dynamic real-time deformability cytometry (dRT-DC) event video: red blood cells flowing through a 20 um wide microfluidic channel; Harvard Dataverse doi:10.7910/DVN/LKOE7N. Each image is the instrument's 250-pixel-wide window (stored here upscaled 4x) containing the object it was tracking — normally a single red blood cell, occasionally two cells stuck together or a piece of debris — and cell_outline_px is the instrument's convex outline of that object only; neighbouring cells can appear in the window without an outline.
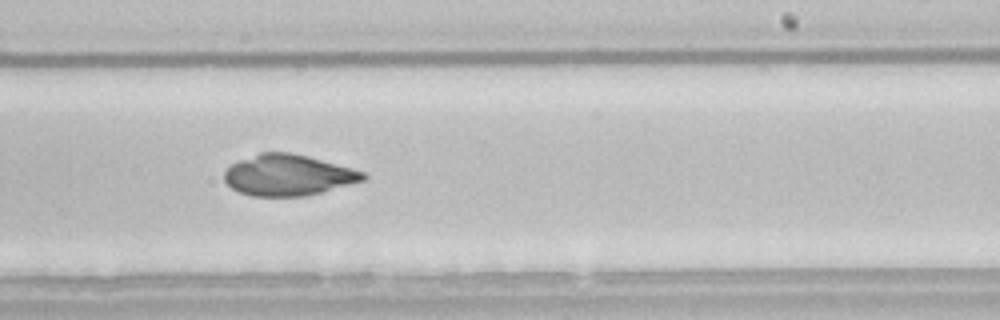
{"species": "common noctule bat (a hibernating species)", "species_latin": "Nyctalus noctula", "temperature_condition": "room temperature", "stored_images_in_passage": 38, "camera_frame_rate_fps": 3000, "um_per_image_px": 0.085, "animal": {"sex": "male", "body_mass_g": 21.5, "forearm_length_mm": 52.0}, "frame": {"image": 1, "passage_image": 17, "time_ms": 5.333, "image_size_px": [1000, 320], "cell_outline_px": [[368, 180], [304, 196], [252, 196], [240, 192], [232, 188], [224, 180], [224, 172], [232, 164], [240, 160], [260, 152], [292, 152], [308, 156], [352, 168], [364, 172], [368, 176]], "centroid_in_image_um": [24.52, 14.88], "position_along_channel_um": 264.5, "area_um2": 33.18}}
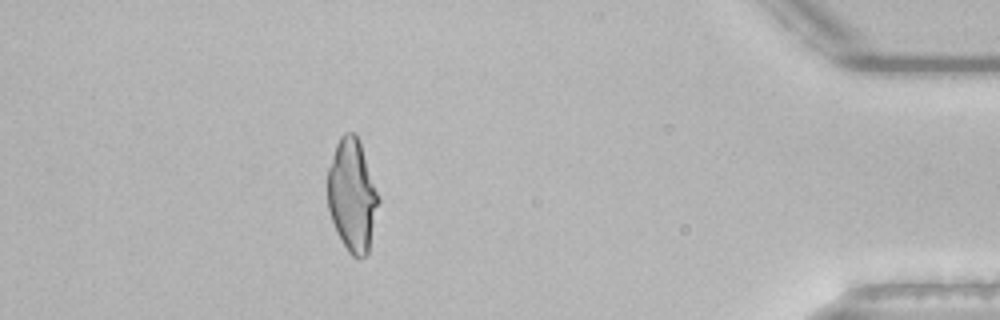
{"frame": {"image": 2, "passage_image": 32, "time_ms": 10.333, "image_size_px": [1000, 320], "cell_outline_px": [[380, 200], [368, 252], [364, 256], [356, 260], [348, 252], [336, 232], [328, 208], [328, 168], [336, 144], [340, 136], [344, 132], [352, 132], [356, 136], [360, 144], [380, 196]], "centroid_in_image_um": [29.94, 16.64], "position_along_channel_um": 405.3, "area_um2": 33.29}}